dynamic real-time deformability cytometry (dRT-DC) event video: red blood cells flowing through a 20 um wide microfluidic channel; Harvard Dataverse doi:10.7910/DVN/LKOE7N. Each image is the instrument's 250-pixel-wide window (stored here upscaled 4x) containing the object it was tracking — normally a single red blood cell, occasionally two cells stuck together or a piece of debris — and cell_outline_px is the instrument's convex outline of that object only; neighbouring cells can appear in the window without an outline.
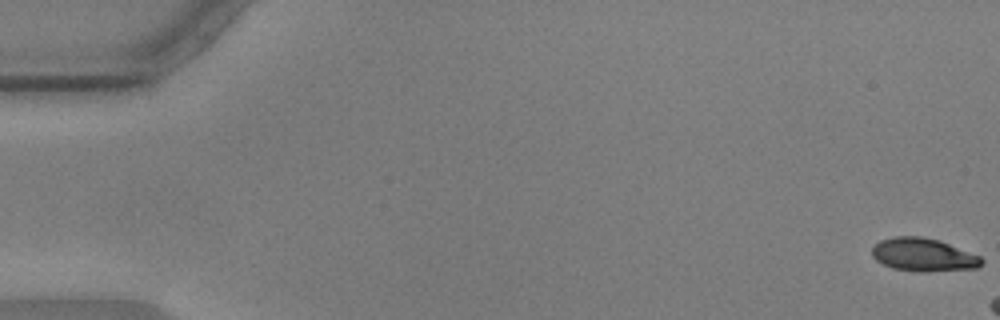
{"species": "common noctule bat (a hibernating species)", "species_latin": "Nyctalus noctula", "temperature_condition": "warm", "stored_images_in_passage": 8, "camera_frame_rate_fps": 3000, "um_per_image_px": 0.085, "animal": {"sex": "male", "body_mass_g": 17.9, "forearm_length_mm": 54.2}, "frame": {"image": 1, "passage_image": 1, "time_ms": 0.0, "image_size_px": [1000, 320], "cell_outline_px": [[984, 260], [976, 268], [928, 272], [920, 272], [892, 268], [876, 260], [872, 256], [872, 248], [880, 240], [892, 236], [920, 236], [940, 240], [980, 256]], "centroid_in_image_um": [78.47, 21.65], "position_along_channel_um": 6.5, "area_um2": 21.21}}